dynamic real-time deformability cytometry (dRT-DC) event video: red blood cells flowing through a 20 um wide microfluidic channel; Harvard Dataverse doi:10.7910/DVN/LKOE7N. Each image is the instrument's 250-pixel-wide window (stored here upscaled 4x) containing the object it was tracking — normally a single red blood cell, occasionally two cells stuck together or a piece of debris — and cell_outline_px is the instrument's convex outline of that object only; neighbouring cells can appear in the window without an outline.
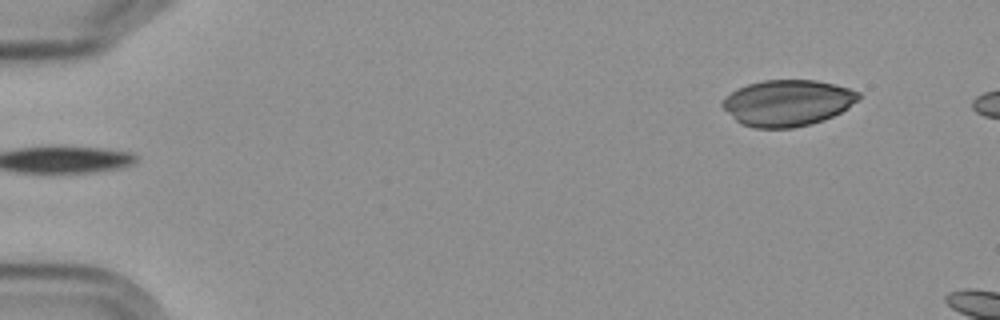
{"species": "Egyptian fruit bat (a non-hibernating species)", "species_latin": "Rousettus aegyptiacus", "temperature_condition": "cold", "stored_images_in_passage": 5, "camera_frame_rate_fps": 3000, "um_per_image_px": 0.085, "frame": {"image": 1, "passage_image": 5, "time_ms": 5.667, "image_size_px": [1000, 320], "cell_outline_px": [[860, 96], [848, 108], [832, 116], [808, 124], [792, 128], [756, 128], [740, 124], [720, 104], [732, 92], [748, 84], [764, 80], [816, 80], [848, 88], [860, 92]], "centroid_in_image_um": [66.93, 8.74], "position_along_channel_um": 18.1, "area_um2": 36.07}}